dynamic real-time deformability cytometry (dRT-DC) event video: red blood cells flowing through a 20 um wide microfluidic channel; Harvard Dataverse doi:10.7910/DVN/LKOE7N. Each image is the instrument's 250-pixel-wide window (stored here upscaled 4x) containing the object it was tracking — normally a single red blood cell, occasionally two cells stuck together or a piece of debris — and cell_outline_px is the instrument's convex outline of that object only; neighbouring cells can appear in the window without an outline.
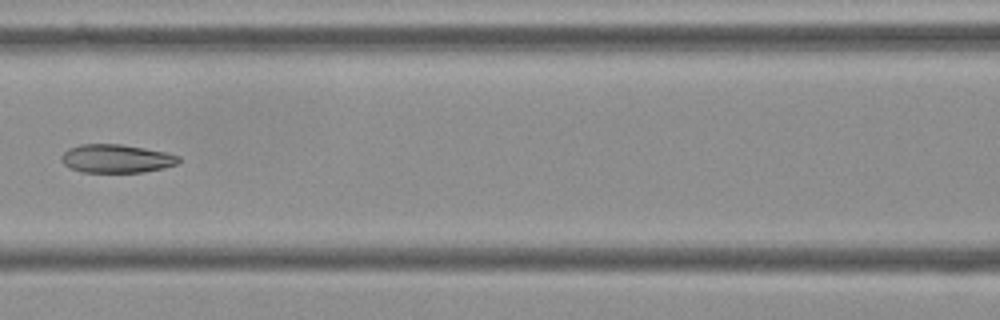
{"species": "Egyptian fruit bat (a non-hibernating species)", "species_latin": "Rousettus aegyptiacus", "temperature_condition": "cold", "stored_images_in_passage": 7, "camera_frame_rate_fps": 3000, "um_per_image_px": 0.085, "frame": {"image": 1, "passage_image": 7, "time_ms": 2.0, "image_size_px": [1000, 320], "cell_outline_px": [[180, 160], [176, 164], [164, 168], [144, 172], [80, 172], [68, 168], [60, 160], [60, 156], [68, 148], [80, 144], [120, 144], [168, 152], [180, 156]], "centroid_in_image_um": [9.87, 13.48], "position_along_channel_um": 156.7, "area_um2": 19.65}}